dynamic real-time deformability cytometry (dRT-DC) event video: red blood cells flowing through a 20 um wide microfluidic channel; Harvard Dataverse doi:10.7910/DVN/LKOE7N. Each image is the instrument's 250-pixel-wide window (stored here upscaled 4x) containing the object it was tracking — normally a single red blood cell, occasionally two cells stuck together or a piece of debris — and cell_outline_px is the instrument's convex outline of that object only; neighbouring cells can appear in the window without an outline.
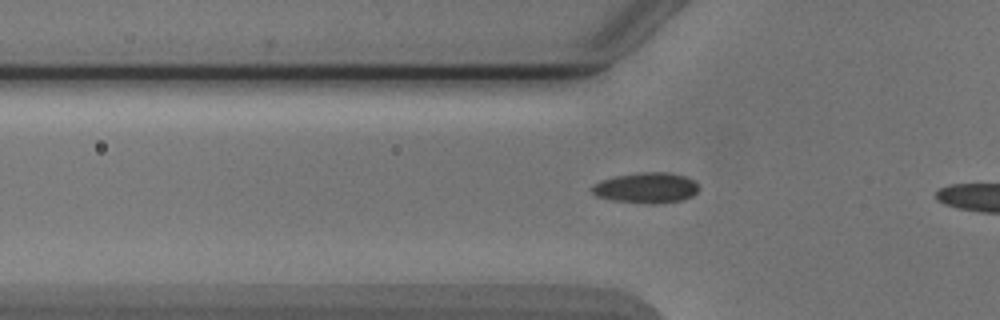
{"species": "Egyptian fruit bat (a non-hibernating species)", "species_latin": "Rousettus aegyptiacus", "temperature_condition": "cold", "stored_images_in_passage": 4, "camera_frame_rate_fps": 3000, "um_per_image_px": 0.085, "animal": {"sex": "male"}, "frame": {"image": 1, "passage_image": 4, "time_ms": 3.333, "image_size_px": [1000, 320], "cell_outline_px": [[700, 188], [692, 196], [680, 200], [656, 204], [652, 204], [612, 200], [596, 196], [592, 192], [592, 184], [600, 180], [616, 176], [640, 172], [668, 172], [684, 176], [692, 180]], "centroid_in_image_um": [54.9, 15.96], "position_along_channel_um": 70.9, "area_um2": 18.96}}